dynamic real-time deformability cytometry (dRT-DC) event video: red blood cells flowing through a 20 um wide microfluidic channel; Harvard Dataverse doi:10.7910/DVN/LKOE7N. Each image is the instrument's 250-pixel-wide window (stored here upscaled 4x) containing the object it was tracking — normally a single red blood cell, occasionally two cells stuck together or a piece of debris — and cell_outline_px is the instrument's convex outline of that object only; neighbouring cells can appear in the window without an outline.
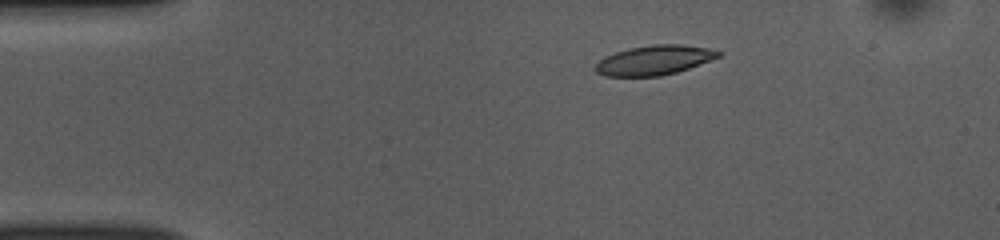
{"species": "common noctule bat (a hibernating species)", "species_latin": "Nyctalus noctula", "temperature_condition": "room temperature", "stored_images_in_passage": 43, "camera_frame_rate_fps": 3000, "um_per_image_px": 0.085, "animal": {"sex": "female", "body_mass_g": 10.0, "forearm_length_mm": 53.1}, "frame": {"image": 1, "passage_image": 1, "time_ms": 0.0, "image_size_px": [1000, 240], "cell_outline_px": [[724, 52], [720, 56], [688, 68], [676, 72], [660, 76], [604, 76], [596, 72], [596, 64], [604, 56], [628, 48], [652, 44], [680, 44], [708, 48]], "centroid_in_image_um": [55.6, 5.1], "position_along_channel_um": 29.4, "area_um2": 21.1}}
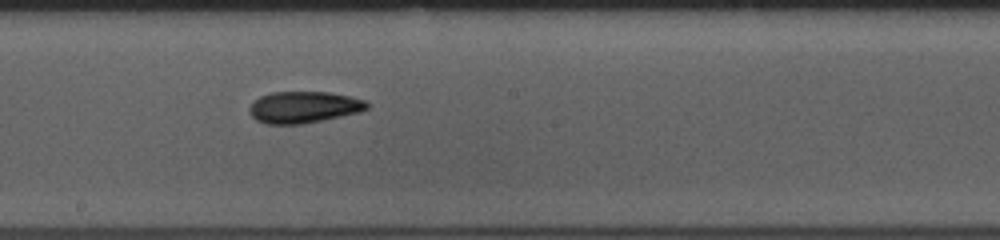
{"frame": {"image": 2, "passage_image": 20, "time_ms": 6.333, "image_size_px": [1000, 240], "cell_outline_px": [[368, 108], [360, 112], [300, 124], [268, 124], [256, 120], [248, 112], [248, 108], [260, 96], [272, 92], [328, 92], [352, 96], [364, 100], [368, 104]], "centroid_in_image_um": [25.81, 9.1], "position_along_channel_um": 222.4, "area_um2": 21.5}}
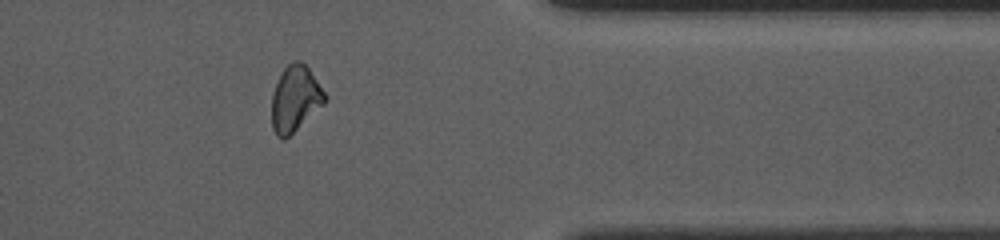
{"frame": {"image": 3, "passage_image": 34, "time_ms": 11.0, "image_size_px": [1000, 240], "cell_outline_px": [[328, 96], [324, 104], [284, 140], [276, 136], [272, 128], [272, 92], [284, 68], [288, 64], [296, 60], [300, 60], [308, 68]], "centroid_in_image_um": [25.09, 8.4], "position_along_channel_um": 386.3, "area_um2": 20.23}, "authors_computed_cell_mechanics": {"area_um2": 21.0392, "velocity_mm_per_s": 3.8488, "shape_relaxation_time_tau1_ms": null, "shape_relaxation_time_tau2_ms": 6.6789, "deformation_change_tau1": null, "deformation_change_tau2": 0.1268}}